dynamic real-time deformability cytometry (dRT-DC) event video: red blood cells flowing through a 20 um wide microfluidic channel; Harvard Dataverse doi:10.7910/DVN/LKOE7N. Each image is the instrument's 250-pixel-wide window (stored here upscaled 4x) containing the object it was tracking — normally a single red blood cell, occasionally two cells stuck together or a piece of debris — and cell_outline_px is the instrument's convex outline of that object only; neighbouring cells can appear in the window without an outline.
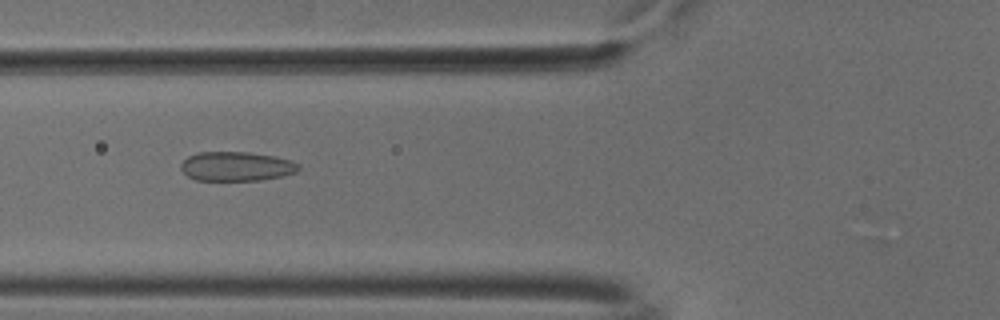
{"species": "common noctule bat (a hibernating species)", "species_latin": "Nyctalus noctula", "temperature_condition": "cold", "stored_images_in_passage": 53, "camera_frame_rate_fps": 3000, "um_per_image_px": 0.085, "animal": {"sex": "male", "body_mass_g": 18.8}, "frame": {"image": 1, "passage_image": 20, "time_ms": 6.333, "image_size_px": [1000, 320], "cell_outline_px": [[300, 168], [296, 172], [284, 176], [260, 180], [196, 180], [188, 176], [180, 168], [180, 164], [188, 156], [200, 152], [248, 152], [276, 156], [292, 160], [300, 164]], "centroid_in_image_um": [20.13, 14.13], "position_along_channel_um": 105.7, "area_um2": 20.23}}
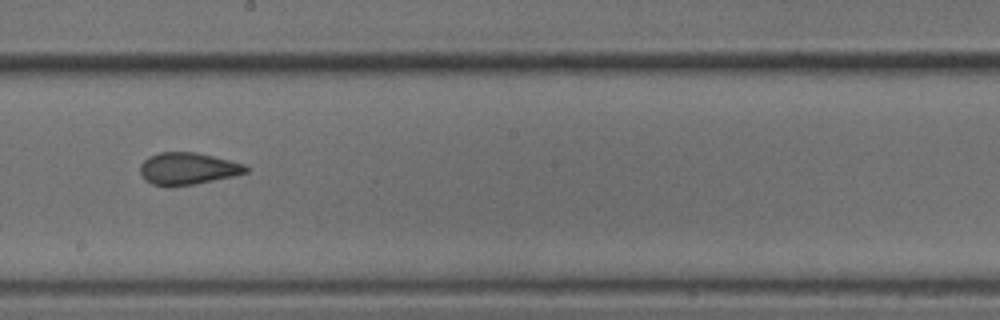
{"frame": {"image": 2, "passage_image": 30, "time_ms": 9.667, "image_size_px": [1000, 320], "cell_outline_px": [[248, 172], [232, 176], [196, 184], [172, 188], [168, 188], [152, 184], [140, 172], [140, 164], [148, 156], [160, 152], [196, 152], [248, 164]], "centroid_in_image_um": [15.97, 14.34], "position_along_channel_um": 232.2, "area_um2": 20.06}}
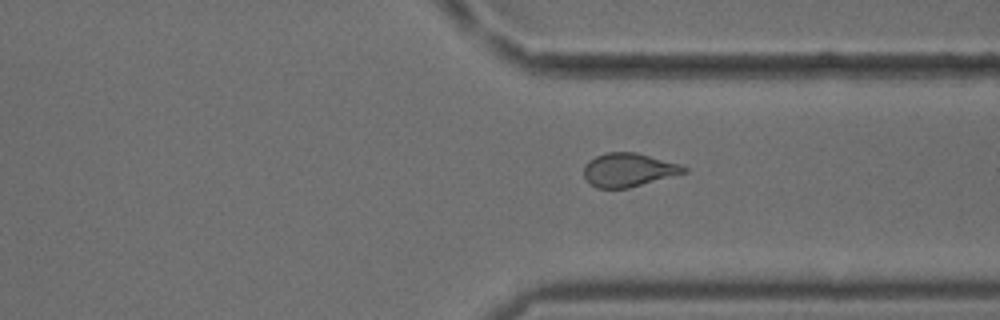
{"frame": {"image": 3, "passage_image": 40, "time_ms": 13.0, "image_size_px": [1000, 320], "cell_outline_px": [[688, 172], [628, 188], [596, 188], [584, 176], [584, 164], [588, 160], [596, 156], [608, 152], [636, 152], [680, 164], [688, 168]], "centroid_in_image_um": [53.43, 14.43], "position_along_channel_um": 358.0, "area_um2": 19.54}, "authors_computed_cell_mechanics": {"area_um2": 20.0566, "velocity_mm_per_s": 3.777, "shape_relaxation_time_tau1_ms": 6.1421, "shape_relaxation_time_tau2_ms": 1.2814, "deformation_change_tau1": 0.1279, "deformation_change_tau2": 0.0796}}